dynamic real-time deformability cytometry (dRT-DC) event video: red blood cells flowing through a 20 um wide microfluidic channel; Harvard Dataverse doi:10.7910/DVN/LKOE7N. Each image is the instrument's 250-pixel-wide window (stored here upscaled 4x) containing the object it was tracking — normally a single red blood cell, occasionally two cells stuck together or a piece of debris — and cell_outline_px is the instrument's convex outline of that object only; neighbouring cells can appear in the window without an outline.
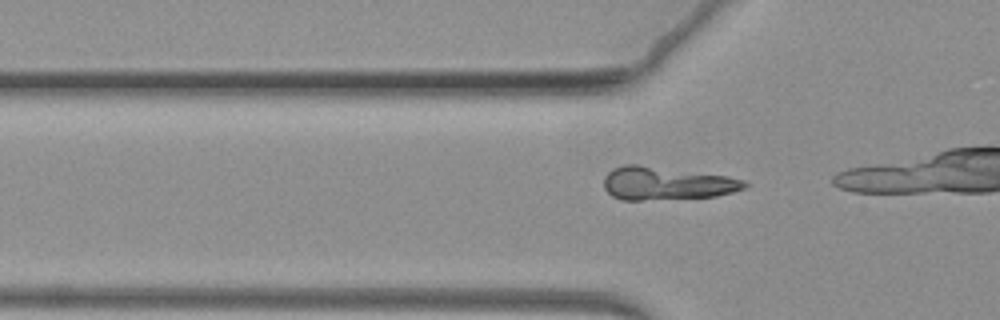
{"species": "common noctule bat (a hibernating species)", "species_latin": "Nyctalus noctula", "temperature_condition": "warm", "stored_images_in_passage": 20, "camera_frame_rate_fps": 3000, "um_per_image_px": 0.085, "animal": {"sex": "female", "body_mass_g": 19.3, "forearm_length_mm": 54.1}, "frame": {"image": 1, "passage_image": 17, "time_ms": 5.333, "image_size_px": [1000, 320], "cell_outline_px": [[748, 184], [744, 188], [732, 192], [716, 196], [640, 200], [620, 200], [612, 196], [604, 188], [604, 176], [612, 168], [624, 164], [640, 164], [728, 176], [744, 180]], "centroid_in_image_um": [56.61, 15.57], "position_along_channel_um": 69.2, "area_um2": 27.22}}